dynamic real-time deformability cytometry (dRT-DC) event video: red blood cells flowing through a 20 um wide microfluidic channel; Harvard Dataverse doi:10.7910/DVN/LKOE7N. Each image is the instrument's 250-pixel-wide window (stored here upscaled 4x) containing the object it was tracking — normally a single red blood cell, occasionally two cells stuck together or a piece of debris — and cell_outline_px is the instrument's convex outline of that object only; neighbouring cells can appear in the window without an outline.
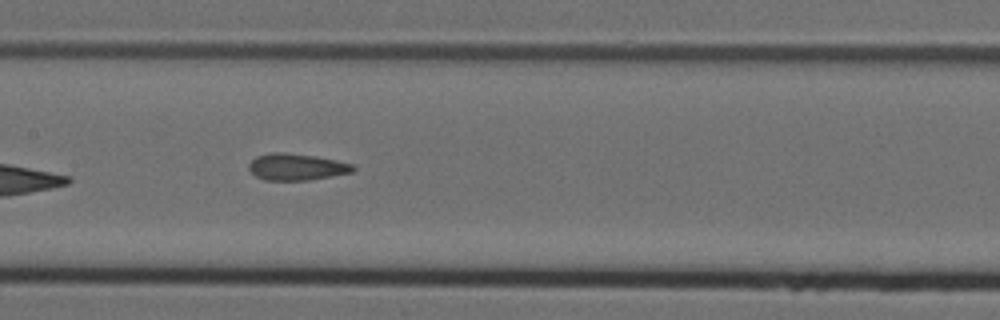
{"species": "Egyptian fruit bat (a non-hibernating species)", "species_latin": "Rousettus aegyptiacus", "temperature_condition": "cold", "stored_images_in_passage": 8, "camera_frame_rate_fps": 3000, "um_per_image_px": 0.085, "animal": {"sex": "female"}, "frame": {"image": 1, "passage_image": 7, "time_ms": 2.0, "image_size_px": [1000, 320], "cell_outline_px": [[356, 168], [352, 172], [308, 180], [264, 180], [256, 176], [248, 168], [248, 164], [256, 156], [272, 152], [284, 152], [316, 156], [336, 160], [352, 164]], "centroid_in_image_um": [25.18, 14.18], "position_along_channel_um": 182.2, "area_um2": 16.13}}
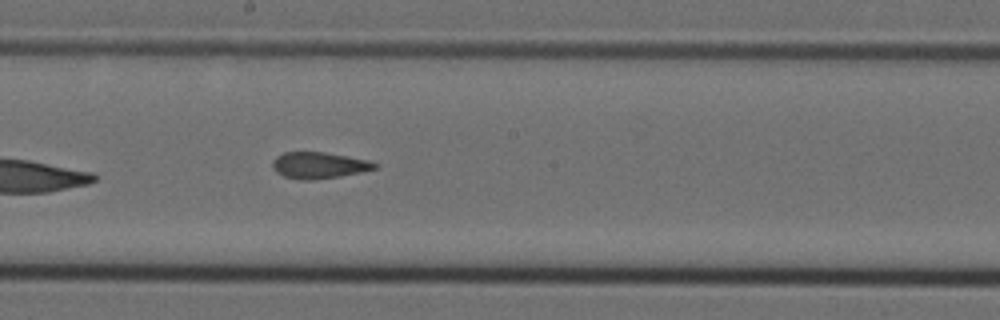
{"frame": {"image": 2, "passage_image": 8, "time_ms": 2.333, "image_size_px": [1000, 320], "cell_outline_px": [[376, 168], [360, 172], [340, 176], [312, 180], [300, 180], [284, 176], [276, 172], [272, 168], [272, 160], [276, 156], [284, 152], [324, 152], [348, 156], [368, 160], [376, 164]], "centroid_in_image_um": [27.05, 14.05], "position_along_channel_um": 221.1, "area_um2": 15.66}}